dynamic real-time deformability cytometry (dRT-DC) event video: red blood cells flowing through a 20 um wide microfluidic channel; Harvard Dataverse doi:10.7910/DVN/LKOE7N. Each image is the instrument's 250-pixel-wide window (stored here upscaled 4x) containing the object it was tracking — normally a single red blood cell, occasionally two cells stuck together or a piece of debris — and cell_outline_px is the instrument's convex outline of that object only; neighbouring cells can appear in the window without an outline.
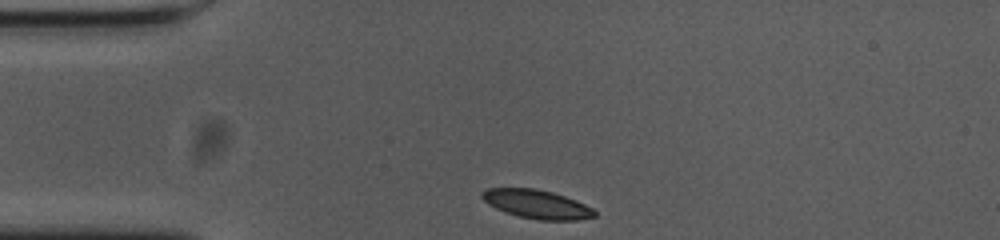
{"species": "common noctule bat (a hibernating species)", "species_latin": "Nyctalus noctula", "temperature_condition": "cold", "stored_images_in_passage": 32, "camera_frame_rate_fps": 3000, "um_per_image_px": 0.085, "animal": {"sex": "female", "body_mass_g": 23.0, "forearm_length_mm": 53.4}, "frame": {"image": 1, "passage_image": 1, "time_ms": 0.0, "image_size_px": [1000, 240], "cell_outline_px": [[596, 216], [576, 220], [540, 220], [520, 216], [504, 212], [488, 204], [480, 196], [480, 192], [488, 188], [536, 188], [552, 192], [576, 200], [592, 208], [596, 212]], "centroid_in_image_um": [45.61, 17.35], "position_along_channel_um": 39.4, "area_um2": 18.79}}
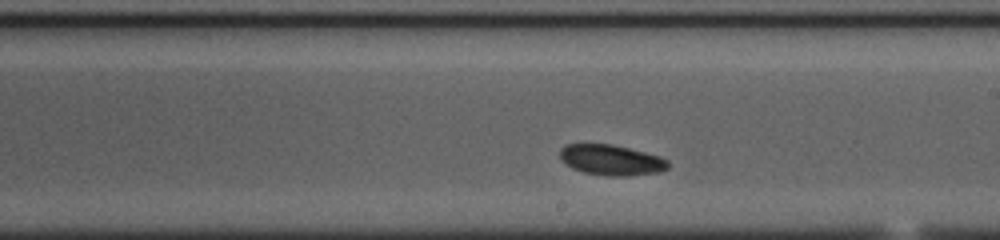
{"frame": {"image": 2, "passage_image": 20, "time_ms": 6.333, "image_size_px": [1000, 240], "cell_outline_px": [[668, 168], [660, 172], [628, 176], [608, 176], [584, 172], [572, 168], [560, 160], [560, 148], [568, 144], [612, 144], [660, 156], [668, 160]], "centroid_in_image_um": [51.95, 13.6], "position_along_channel_um": 237.0, "area_um2": 19.25}}
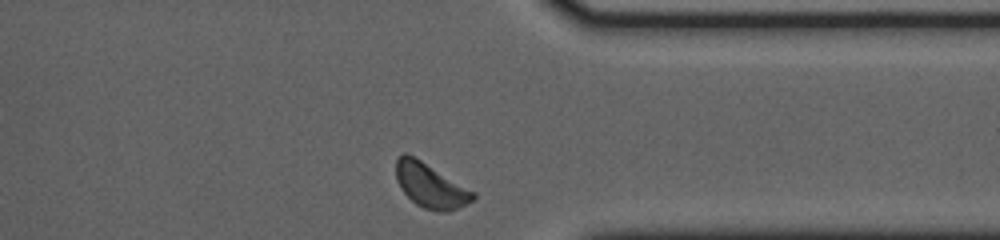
{"frame": {"image": 3, "passage_image": 32, "time_ms": 10.333, "image_size_px": [1000, 240], "cell_outline_px": [[476, 196], [472, 200], [448, 212], [436, 212], [424, 208], [416, 204], [400, 188], [396, 180], [396, 160], [404, 152], [408, 152], [476, 192]], "centroid_in_image_um": [36.58, 15.76], "position_along_channel_um": 374.8, "area_um2": 20.0}, "authors_computed_cell_mechanics": {"area_um2": 19.5364, "velocity_mm_per_s": 3.5762, "shape_relaxation_time_tau1_ms": 1.0626, "shape_relaxation_time_tau2_ms": null, "deformation_change_tau1": 0.0537, "deformation_change_tau2": null}}